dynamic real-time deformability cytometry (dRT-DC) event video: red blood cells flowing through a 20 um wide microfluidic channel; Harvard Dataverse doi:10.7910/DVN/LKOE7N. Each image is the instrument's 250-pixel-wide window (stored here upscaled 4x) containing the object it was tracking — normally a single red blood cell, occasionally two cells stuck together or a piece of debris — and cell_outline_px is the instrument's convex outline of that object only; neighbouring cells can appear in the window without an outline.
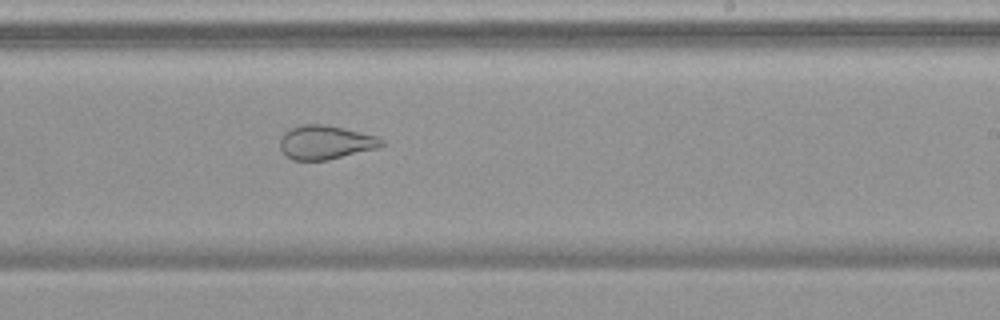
{"species": "common noctule bat (a hibernating species)", "species_latin": "Nyctalus noctula", "temperature_condition": "warm", "stored_images_in_passage": 54, "camera_frame_rate_fps": 3000, "um_per_image_px": 0.085, "animal": {"sex": "female", "body_mass_g": 19.9}, "frame": {"image": 1, "passage_image": 33, "time_ms": 10.667, "image_size_px": [1000, 320], "cell_outline_px": [[388, 144], [376, 148], [328, 160], [292, 160], [280, 148], [280, 140], [284, 132], [300, 124], [324, 124], [344, 128], [376, 136], [384, 140]], "centroid_in_image_um": [27.68, 12.09], "position_along_channel_um": 261.3, "area_um2": 20.0}}
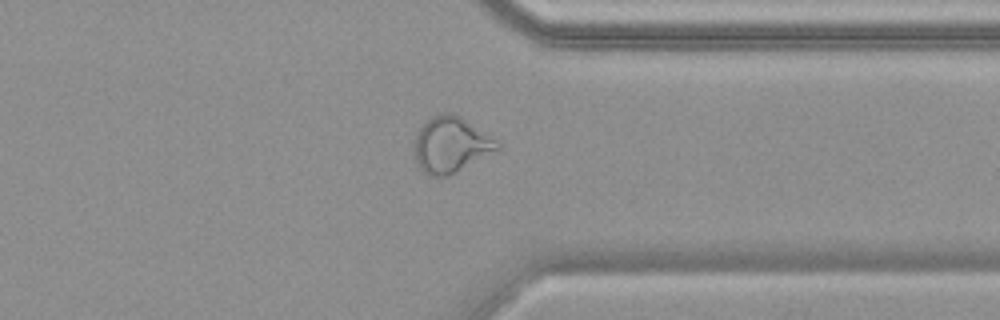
{"frame": {"image": 2, "passage_image": 42, "time_ms": 13.667, "image_size_px": [1000, 320], "cell_outline_px": [[504, 148], [448, 176], [432, 176], [424, 172], [416, 164], [412, 152], [412, 144], [416, 132], [432, 116], [440, 112], [452, 112], [460, 116], [500, 140]], "centroid_in_image_um": [38.35, 12.3], "position_along_channel_um": 373.1, "area_um2": 27.86}}
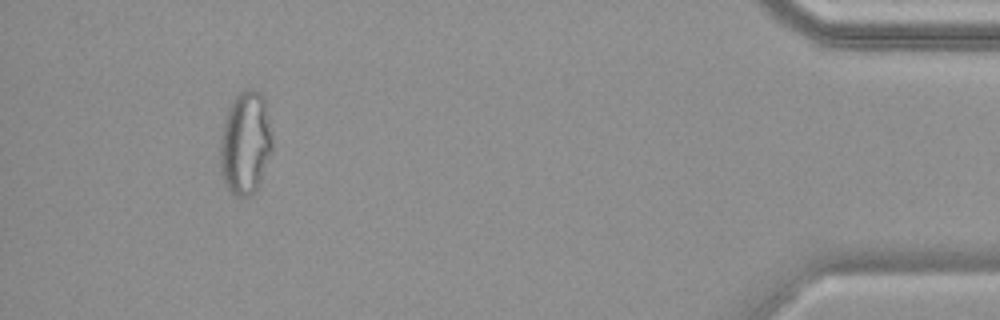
{"frame": {"image": 3, "passage_image": 50, "time_ms": 16.333, "image_size_px": [1000, 320], "cell_outline_px": [[272, 152], [256, 192], [252, 196], [236, 196], [228, 188], [224, 180], [220, 168], [220, 136], [224, 120], [228, 108], [232, 100], [244, 88], [252, 88], [260, 92], [264, 96], [272, 136]], "centroid_in_image_um": [20.87, 12.14], "position_along_channel_um": 414.3, "area_um2": 31.73}}